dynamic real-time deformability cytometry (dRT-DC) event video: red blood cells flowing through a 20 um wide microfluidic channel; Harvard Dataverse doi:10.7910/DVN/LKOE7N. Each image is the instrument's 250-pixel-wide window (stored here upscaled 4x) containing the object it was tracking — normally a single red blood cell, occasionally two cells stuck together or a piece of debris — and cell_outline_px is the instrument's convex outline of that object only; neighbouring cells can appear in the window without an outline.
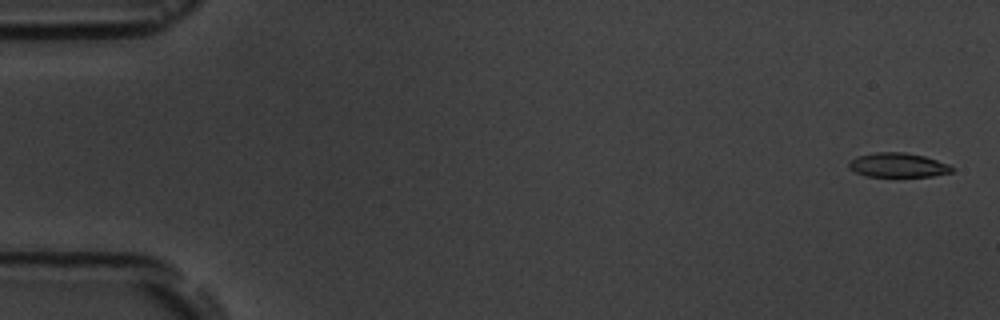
{"species": "common noctule bat (a hibernating species)", "species_latin": "Nyctalus noctula", "temperature_condition": "room temperature", "stored_images_in_passage": 6, "camera_frame_rate_fps": 3000, "um_per_image_px": 0.085, "animal": {"sex": "male", "body_mass_g": 19.5, "forearm_length_mm": 54.6}, "frame": {"image": 1, "passage_image": 1, "time_ms": 0.0, "image_size_px": [1000, 320], "cell_outline_px": [[952, 172], [932, 176], [864, 176], [848, 168], [848, 164], [856, 156], [876, 152], [904, 152], [924, 156], [948, 164], [952, 168]], "centroid_in_image_um": [76.29, 14.03], "position_along_channel_um": 8.7, "area_um2": 14.45}}
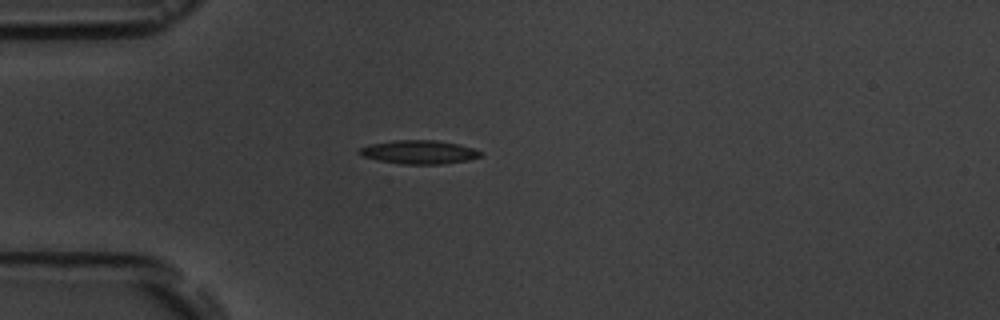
{"frame": {"image": 2, "passage_image": 5, "time_ms": 4.667, "image_size_px": [1000, 320], "cell_outline_px": [[484, 156], [468, 160], [444, 164], [400, 164], [360, 156], [356, 152], [360, 148], [368, 144], [392, 140], [436, 140], [456, 144], [472, 148], [484, 152]], "centroid_in_image_um": [35.6, 12.93], "position_along_channel_um": 49.4, "area_um2": 16.88}}